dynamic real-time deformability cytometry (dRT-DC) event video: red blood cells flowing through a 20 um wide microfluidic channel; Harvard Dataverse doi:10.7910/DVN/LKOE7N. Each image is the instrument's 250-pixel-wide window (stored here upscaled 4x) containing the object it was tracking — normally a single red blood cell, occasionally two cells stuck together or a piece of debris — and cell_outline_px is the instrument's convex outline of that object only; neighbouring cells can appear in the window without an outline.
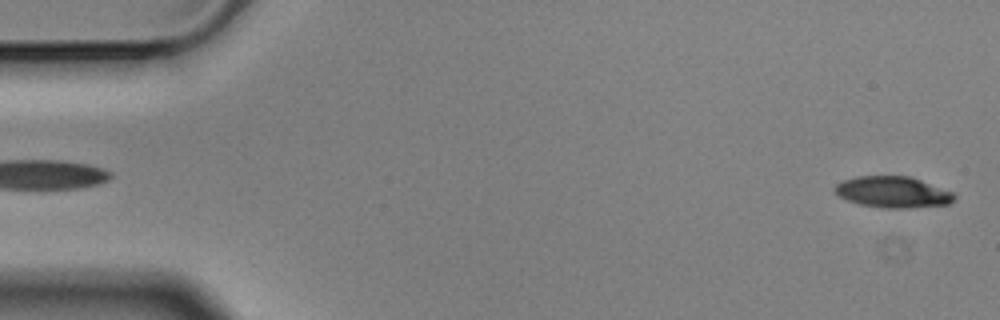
{"species": "Egyptian fruit bat (a non-hibernating species)", "species_latin": "Rousettus aegyptiacus", "temperature_condition": "cold", "stored_images_in_passage": 5, "segment_of_instrument_passage": [2, 2], "camera_frame_rate_fps": 3000, "um_per_image_px": 0.085, "animal": {"sex": "male"}, "frame": {"image": 1, "passage_image": 5, "time_ms": 1.333, "image_size_px": [1000, 320], "cell_outline_px": [[956, 196], [948, 204], [908, 208], [884, 208], [860, 204], [848, 200], [840, 196], [832, 188], [836, 184], [844, 180], [856, 176], [912, 176], [956, 192]], "centroid_in_image_um": [75.94, 16.31], "position_along_channel_um": 9.1, "area_um2": 21.91}}